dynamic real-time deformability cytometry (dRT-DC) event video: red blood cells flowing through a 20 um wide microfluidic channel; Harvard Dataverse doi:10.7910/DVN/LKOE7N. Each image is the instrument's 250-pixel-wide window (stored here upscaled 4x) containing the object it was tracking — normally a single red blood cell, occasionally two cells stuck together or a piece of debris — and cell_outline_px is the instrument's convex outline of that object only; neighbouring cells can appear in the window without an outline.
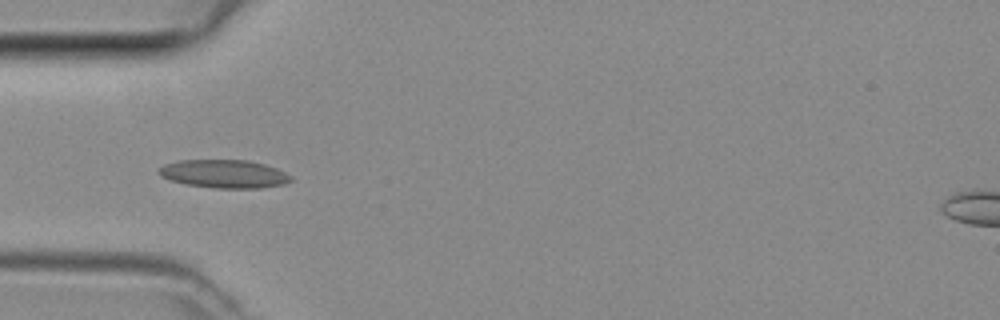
{"species": "common noctule bat (a hibernating species)", "species_latin": "Nyctalus noctula", "temperature_condition": "room temperature", "stored_images_in_passage": 5, "camera_frame_rate_fps": 3000, "um_per_image_px": 0.085, "animal": {"sex": "female", "body_mass_g": 29.2, "forearm_length_mm": 56.3}, "frame": {"image": 1, "passage_image": 4, "time_ms": 1.0, "image_size_px": [1000, 320], "cell_outline_px": [[292, 180], [284, 184], [260, 188], [212, 188], [184, 184], [160, 176], [156, 172], [156, 168], [164, 164], [180, 160], [248, 160], [264, 164], [276, 168], [292, 176]], "centroid_in_image_um": [19.01, 14.78], "position_along_channel_um": 66.0, "area_um2": 21.91}}
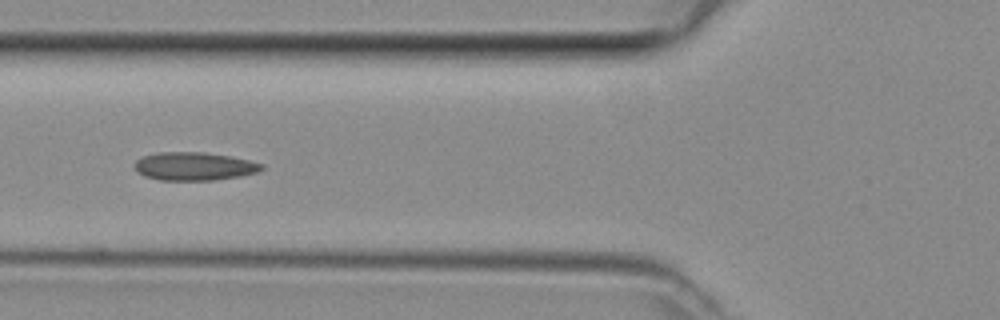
{"frame": {"image": 2, "passage_image": 5, "time_ms": 1.333, "image_size_px": [1000, 320], "cell_outline_px": [[264, 168], [256, 172], [240, 176], [212, 180], [160, 180], [144, 176], [132, 164], [136, 160], [144, 156], [156, 152], [204, 152], [228, 156], [248, 160], [264, 164]], "centroid_in_image_um": [16.49, 14.13], "position_along_channel_um": 109.3, "area_um2": 20.75}}